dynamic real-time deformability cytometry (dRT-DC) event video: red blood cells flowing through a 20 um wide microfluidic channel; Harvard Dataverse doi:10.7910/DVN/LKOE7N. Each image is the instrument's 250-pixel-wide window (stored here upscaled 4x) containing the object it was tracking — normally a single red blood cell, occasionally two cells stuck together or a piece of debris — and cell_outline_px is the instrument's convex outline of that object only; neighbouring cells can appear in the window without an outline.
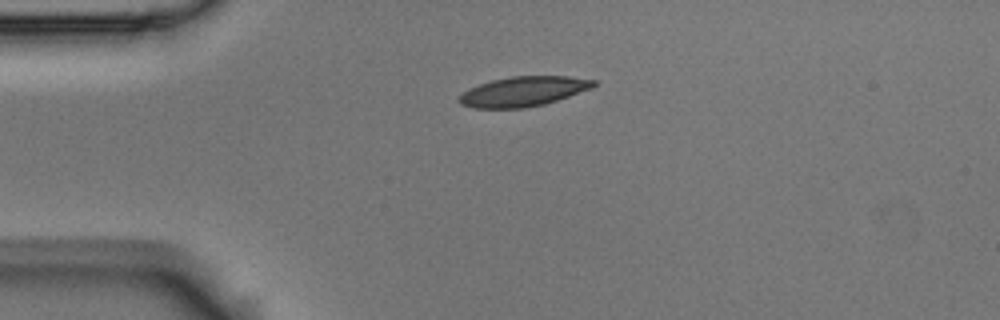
{"species": "Egyptian fruit bat (a non-hibernating species)", "species_latin": "Rousettus aegyptiacus", "temperature_condition": "room temperature", "stored_images_in_passage": 43, "camera_frame_rate_fps": 3000, "um_per_image_px": 0.085, "animal": {"sex": "male"}, "frame": {"image": 1, "passage_image": 1, "time_ms": 0.0, "image_size_px": [1000, 320], "cell_outline_px": [[596, 84], [592, 88], [544, 104], [524, 108], [472, 108], [460, 104], [456, 100], [468, 88], [492, 80], [512, 76], [568, 76], [596, 80]], "centroid_in_image_um": [44.45, 7.77], "position_along_channel_um": 40.5, "area_um2": 23.29}}
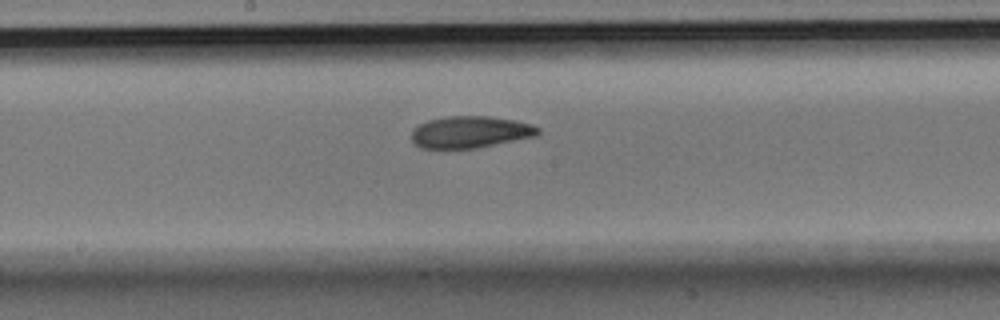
{"frame": {"image": 2, "passage_image": 17, "time_ms": 5.333, "image_size_px": [1000, 320], "cell_outline_px": [[540, 132], [536, 136], [476, 148], [420, 148], [412, 140], [412, 128], [428, 120], [448, 116], [488, 116], [516, 120], [532, 124], [540, 128]], "centroid_in_image_um": [39.98, 11.21], "position_along_channel_um": 208.2, "area_um2": 23.47}}
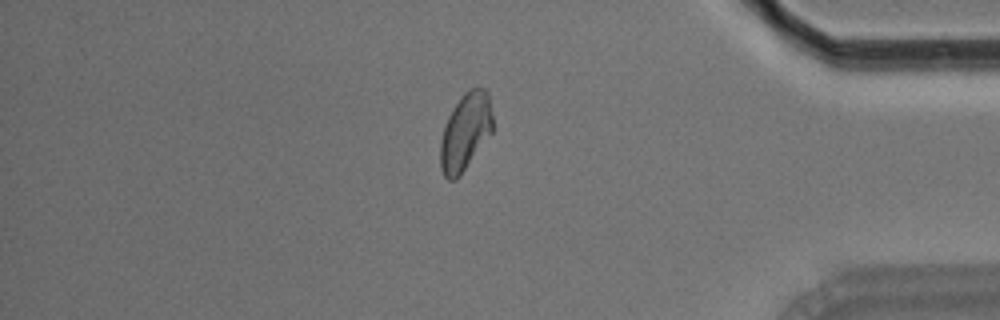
{"frame": {"image": 3, "passage_image": 35, "time_ms": 11.333, "image_size_px": [1000, 320], "cell_outline_px": [[492, 132], [460, 176], [456, 180], [448, 180], [444, 176], [440, 168], [440, 140], [448, 116], [460, 96], [464, 92], [476, 84], [484, 88], [488, 92], [492, 112]], "centroid_in_image_um": [39.55, 11.18], "position_along_channel_um": 395.6, "area_um2": 23.81}, "authors_computed_cell_mechanics": {"area_um2": 23.5824, "velocity_mm_per_s": 3.6168, "shape_relaxation_time_tau1_ms": 8.4353, "shape_relaxation_time_tau2_ms": 3.8255, "deformation_change_tau1": 0.1853, "deformation_change_tau2": 0.092}}